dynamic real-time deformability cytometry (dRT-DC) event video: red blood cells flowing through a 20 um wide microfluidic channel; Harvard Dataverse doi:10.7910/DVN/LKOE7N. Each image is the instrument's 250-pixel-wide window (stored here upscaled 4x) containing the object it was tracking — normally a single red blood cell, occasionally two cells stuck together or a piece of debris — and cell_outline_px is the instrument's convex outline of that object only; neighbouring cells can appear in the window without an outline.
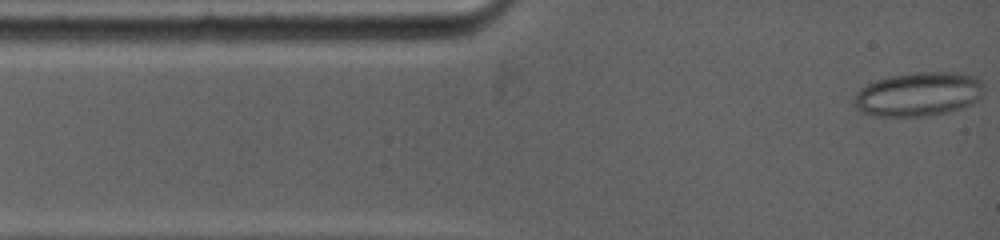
{"species": "common noctule bat (a hibernating species)", "species_latin": "Nyctalus noctula", "temperature_condition": "warm", "stored_images_in_passage": 81, "camera_frame_rate_fps": 5000, "um_per_image_px": 0.085, "animal": {"sex": "female", "body_mass_g": 19.0, "forearm_length_mm": 53.3}, "frame": {"image": 1, "passage_image": 1, "time_ms": 0.0, "image_size_px": [1000, 240], "cell_outline_px": [[984, 88], [980, 100], [964, 108], [948, 112], [928, 116], [872, 116], [860, 112], [856, 108], [852, 100], [856, 92], [860, 88], [876, 80], [892, 76], [912, 72], [964, 72], [976, 76], [980, 80]], "centroid_in_image_um": [78.09, 8.01], "position_along_channel_um": 6.9, "area_um2": 33.99}}
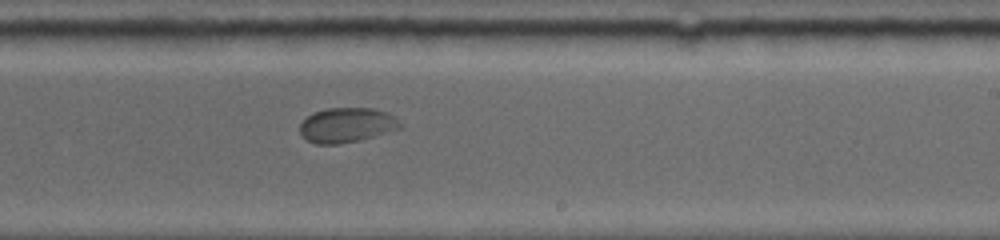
{"frame": {"image": 2, "passage_image": 41, "time_ms": 7.8, "image_size_px": [1000, 240], "cell_outline_px": [[404, 128], [360, 140], [340, 144], [316, 144], [308, 140], [300, 132], [300, 124], [308, 116], [316, 112], [328, 108], [372, 108], [388, 112], [396, 116], [404, 124]], "centroid_in_image_um": [29.57, 10.63], "position_along_channel_um": 259.4, "area_um2": 20.52}}
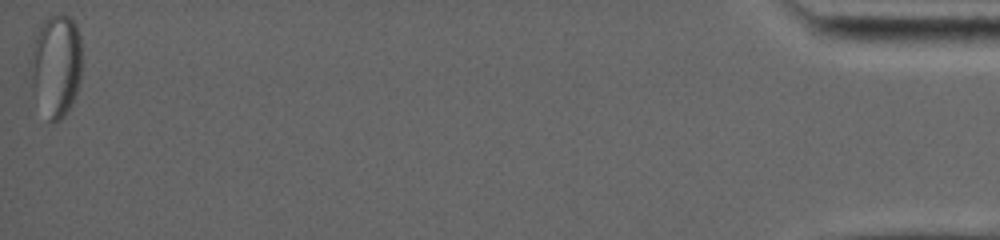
{"frame": {"image": 3, "passage_image": 81, "time_ms": 16.4, "image_size_px": [1000, 240], "cell_outline_px": [[80, 80], [72, 104], [64, 116], [60, 120], [52, 124], [48, 120], [32, 88], [28, 68], [28, 60], [36, 36], [44, 20], [48, 16], [60, 12], [68, 16], [76, 24], [80, 36]], "centroid_in_image_um": [4.74, 5.56], "position_along_channel_um": 430.5, "area_um2": 30.98}, "authors_computed_cell_mechanics": {"area_um2": 26.6458, "velocity_mm_per_s": 3.8265, "shape_relaxation_time_tau1_ms": 9.8248, "shape_relaxation_time_tau2_ms": null, "deformation_change_tau1": 0.0887, "deformation_change_tau2": null}}